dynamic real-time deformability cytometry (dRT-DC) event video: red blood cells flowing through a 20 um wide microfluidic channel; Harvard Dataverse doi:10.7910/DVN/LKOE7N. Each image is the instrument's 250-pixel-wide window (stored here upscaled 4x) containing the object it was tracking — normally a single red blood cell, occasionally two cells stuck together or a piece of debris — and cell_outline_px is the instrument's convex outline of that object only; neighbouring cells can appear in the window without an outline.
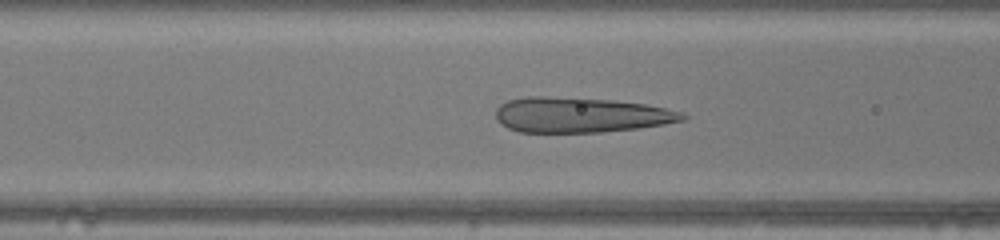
{"species": "human", "species_latin": "Homo sapiens", "temperature_condition": "warm", "stored_images_in_passage": 37, "camera_frame_rate_fps": 3000, "um_per_image_px": 0.085, "donor": {"sex": "female"}, "frame": {"image": 1, "passage_image": 8, "time_ms": 2.333, "image_size_px": [1000, 240], "cell_outline_px": [[688, 116], [684, 120], [664, 124], [636, 128], [600, 132], [520, 132], [508, 128], [500, 124], [496, 120], [496, 108], [500, 104], [508, 100], [528, 96], [540, 96], [612, 100], [644, 104], [664, 108], [680, 112]], "centroid_in_image_um": [49.3, 9.77], "position_along_channel_um": 117.3, "area_um2": 38.09}}
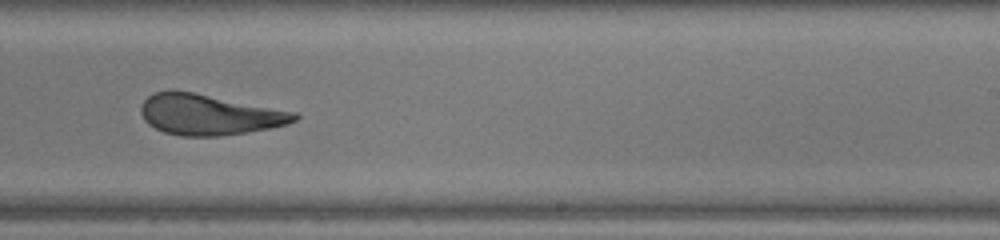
{"frame": {"image": 2, "passage_image": 19, "time_ms": 6.0, "image_size_px": [1000, 240], "cell_outline_px": [[300, 116], [296, 120], [288, 124], [248, 132], [220, 136], [180, 136], [164, 132], [148, 124], [144, 120], [140, 112], [140, 104], [152, 92], [192, 92], [300, 112]], "centroid_in_image_um": [17.81, 9.75], "position_along_channel_um": 271.2, "area_um2": 36.36}}
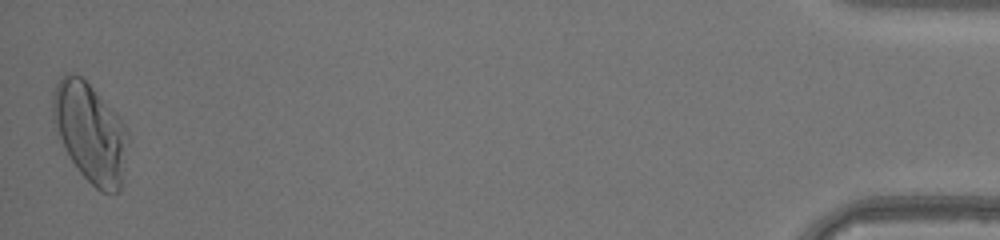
{"frame": {"image": 3, "passage_image": 37, "time_ms": 12.0, "image_size_px": [1000, 240], "cell_outline_px": [[128, 136], [124, 180], [120, 192], [100, 192], [76, 168], [64, 148], [52, 120], [52, 92], [56, 84], [64, 72], [68, 72], [80, 76], [120, 116], [124, 124]], "centroid_in_image_um": [7.67, 11.28], "position_along_channel_um": 427.5, "area_um2": 43.7}, "authors_computed_cell_mechanics": {"area_um2": 37.281, "velocity_mm_per_s": 4.2207, "shape_relaxation_time_tau1_ms": 7.6234, "shape_relaxation_time_tau2_ms": 0.8201, "deformation_change_tau1": 0.2814, "deformation_change_tau2": 0.1065}}